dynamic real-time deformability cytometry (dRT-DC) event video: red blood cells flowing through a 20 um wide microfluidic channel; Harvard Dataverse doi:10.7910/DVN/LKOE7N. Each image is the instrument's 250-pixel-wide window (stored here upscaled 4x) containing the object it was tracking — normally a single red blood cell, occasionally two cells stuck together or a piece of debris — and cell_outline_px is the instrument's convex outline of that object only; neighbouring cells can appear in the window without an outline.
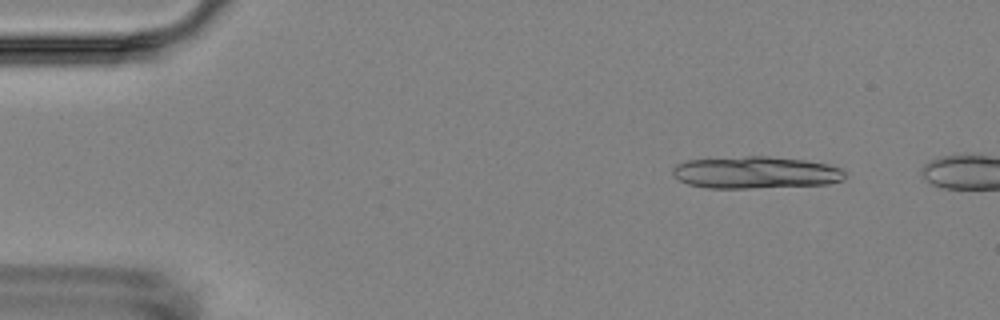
{"species": "Egyptian fruit bat (a non-hibernating species)", "species_latin": "Rousettus aegyptiacus", "temperature_condition": "room temperature", "stored_images_in_passage": 2, "camera_frame_rate_fps": 3000, "um_per_image_px": 0.085, "animal": {"sex": "female"}, "frame": {"image": 1, "passage_image": 1, "time_ms": 0.0, "image_size_px": [1000, 320], "cell_outline_px": [[844, 180], [828, 184], [748, 188], [708, 188], [688, 184], [680, 180], [672, 172], [672, 168], [676, 164], [688, 160], [748, 156], [768, 156], [808, 160], [828, 164], [840, 168], [844, 172]], "centroid_in_image_um": [64.24, 14.66], "position_along_channel_um": 20.8, "area_um2": 32.19}}